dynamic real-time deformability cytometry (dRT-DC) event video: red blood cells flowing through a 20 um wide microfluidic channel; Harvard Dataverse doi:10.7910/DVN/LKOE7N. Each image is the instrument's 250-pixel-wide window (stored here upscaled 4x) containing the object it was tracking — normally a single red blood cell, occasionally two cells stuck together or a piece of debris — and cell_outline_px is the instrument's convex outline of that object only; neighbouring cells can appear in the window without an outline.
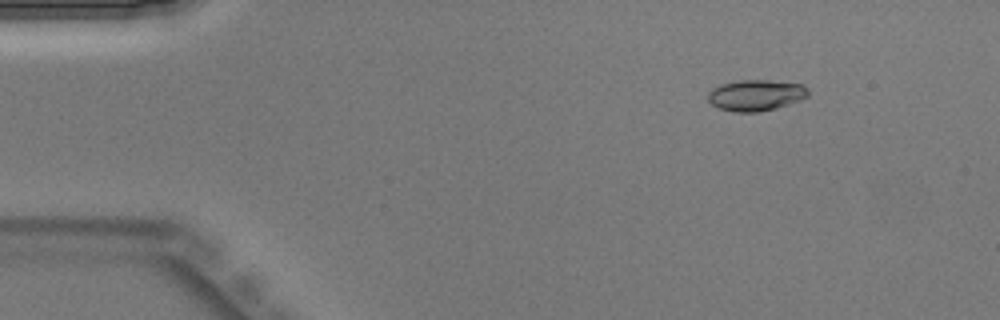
{"species": "Egyptian fruit bat (a non-hibernating species)", "species_latin": "Rousettus aegyptiacus", "temperature_condition": "warm", "stored_images_in_passage": 44, "camera_frame_rate_fps": 3000, "um_per_image_px": 0.085, "animal": {"sex": "male"}, "frame": {"image": 1, "passage_image": 6, "time_ms": 1.667, "image_size_px": [1000, 320], "cell_outline_px": [[808, 96], [800, 100], [776, 108], [756, 112], [736, 112], [720, 108], [712, 104], [708, 100], [708, 92], [712, 88], [720, 84], [736, 80], [768, 80], [804, 84], [808, 88]], "centroid_in_image_um": [64.25, 8.08], "position_along_channel_um": 20.8, "area_um2": 18.21}}
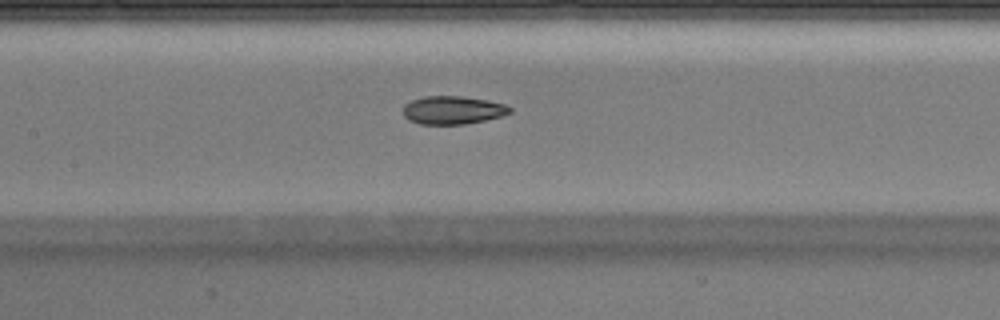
{"frame": {"image": 2, "passage_image": 21, "time_ms": 6.667, "image_size_px": [1000, 320], "cell_outline_px": [[512, 112], [500, 116], [484, 120], [464, 124], [420, 124], [408, 120], [404, 116], [404, 104], [412, 100], [424, 96], [460, 96], [484, 100], [504, 104], [512, 108]], "centroid_in_image_um": [38.45, 9.36], "position_along_channel_um": 168.9, "area_um2": 17.34}}
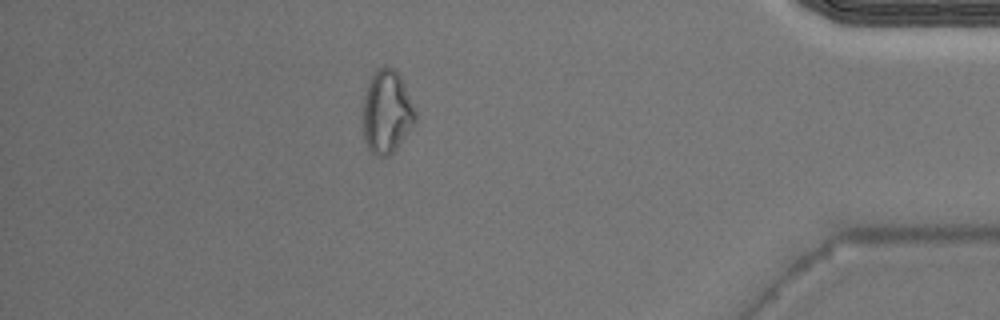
{"frame": {"image": 3, "passage_image": 39, "time_ms": 12.667, "image_size_px": [1000, 320], "cell_outline_px": [[416, 120], [412, 128], [396, 148], [388, 156], [376, 156], [368, 148], [364, 140], [364, 96], [368, 76], [372, 72], [380, 68], [392, 68], [400, 76], [416, 112]], "centroid_in_image_um": [32.86, 9.51], "position_along_channel_um": 402.3, "area_um2": 25.2}}